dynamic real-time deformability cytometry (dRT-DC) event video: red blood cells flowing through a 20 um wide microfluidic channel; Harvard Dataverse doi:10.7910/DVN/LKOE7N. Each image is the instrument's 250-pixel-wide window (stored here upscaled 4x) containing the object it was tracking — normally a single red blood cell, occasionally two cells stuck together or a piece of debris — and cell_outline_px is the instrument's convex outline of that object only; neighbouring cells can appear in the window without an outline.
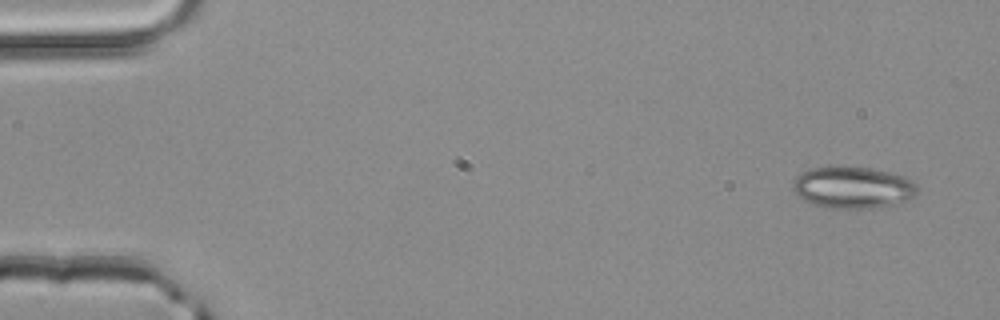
{"species": "common noctule bat (a hibernating species)", "species_latin": "Nyctalus noctula", "temperature_condition": "room temperature", "stored_images_in_passage": 4, "segment_of_instrument_passage": [2, 2], "camera_frame_rate_fps": 3000, "um_per_image_px": 0.085, "animal": {"sex": "male", "body_mass_g": 20.4}, "frame": {"image": 1, "passage_image": 4, "time_ms": 1.0, "image_size_px": [1000, 320], "cell_outline_px": [[916, 196], [908, 200], [892, 204], [868, 208], [824, 208], [812, 204], [804, 200], [792, 188], [792, 184], [796, 176], [800, 172], [812, 168], [840, 164], [872, 168], [904, 176], [912, 180], [916, 184]], "centroid_in_image_um": [72.46, 15.9], "position_along_channel_um": 12.5, "area_um2": 30.75}}